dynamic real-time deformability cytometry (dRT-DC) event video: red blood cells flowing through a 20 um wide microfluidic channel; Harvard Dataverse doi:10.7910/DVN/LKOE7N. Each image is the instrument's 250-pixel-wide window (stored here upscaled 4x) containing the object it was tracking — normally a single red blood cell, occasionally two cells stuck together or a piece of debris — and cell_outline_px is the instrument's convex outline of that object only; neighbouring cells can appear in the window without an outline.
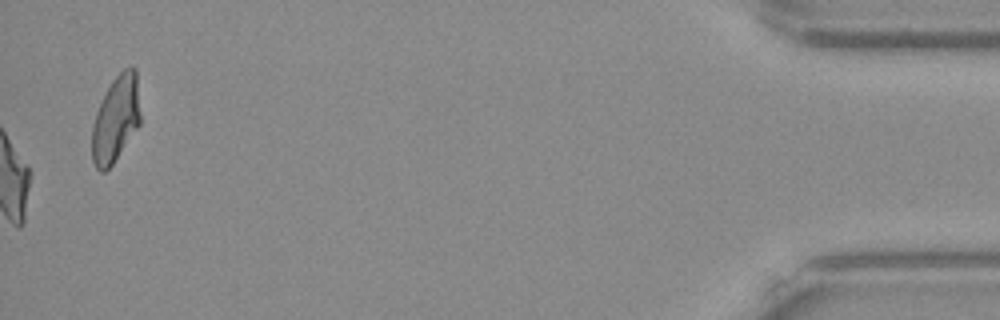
{"species": "Egyptian fruit bat (a non-hibernating species)", "species_latin": "Rousettus aegyptiacus", "temperature_condition": "warm", "stored_images_in_passage": 54, "camera_frame_rate_fps": 3000, "um_per_image_px": 0.085, "frame": {"image": 1, "passage_image": 54, "time_ms": 17.667, "image_size_px": [1000, 320], "cell_outline_px": [[140, 124], [112, 164], [104, 172], [100, 172], [96, 168], [92, 160], [92, 124], [96, 112], [112, 80], [124, 68], [132, 64], [136, 68], [140, 112]], "centroid_in_image_um": [9.85, 10.09], "position_along_channel_um": 425.4, "area_um2": 24.22}, "authors_computed_cell_mechanics": {"area_um2": 22.6576, "velocity_mm_per_s": 3.937, "shape_relaxation_time_tau1_ms": null, "shape_relaxation_time_tau2_ms": 1.7693, "deformation_change_tau1": null, "deformation_change_tau2": 0.1036}}